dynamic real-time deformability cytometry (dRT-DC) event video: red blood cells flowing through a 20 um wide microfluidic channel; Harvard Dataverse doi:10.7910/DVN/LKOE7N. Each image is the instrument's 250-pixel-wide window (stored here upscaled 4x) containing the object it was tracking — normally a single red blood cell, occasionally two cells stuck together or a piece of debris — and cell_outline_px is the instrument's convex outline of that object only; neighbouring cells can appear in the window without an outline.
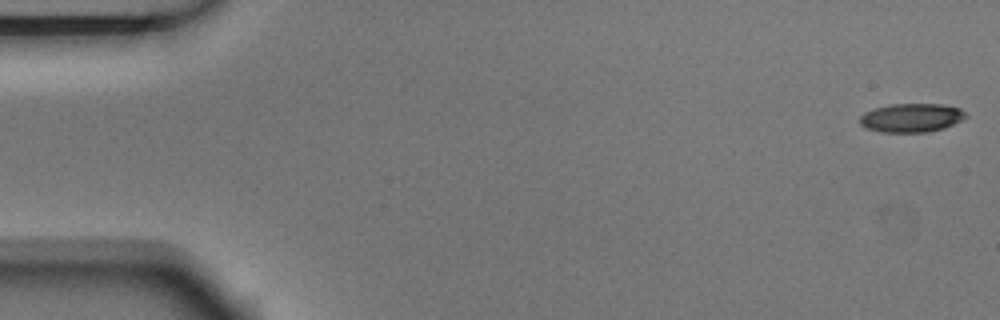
{"species": "Egyptian fruit bat (a non-hibernating species)", "species_latin": "Rousettus aegyptiacus", "temperature_condition": "room temperature", "stored_images_in_passage": 5, "camera_frame_rate_fps": 3000, "um_per_image_px": 0.085, "animal": {"sex": "male"}, "frame": {"image": 1, "passage_image": 1, "time_ms": 0.0, "image_size_px": [1000, 320], "cell_outline_px": [[968, 116], [944, 128], [928, 132], [880, 132], [868, 128], [860, 124], [860, 116], [864, 112], [872, 108], [892, 104], [940, 104], [960, 108]], "centroid_in_image_um": [77.44, 10.0], "position_along_channel_um": 7.6, "area_um2": 17.69}}
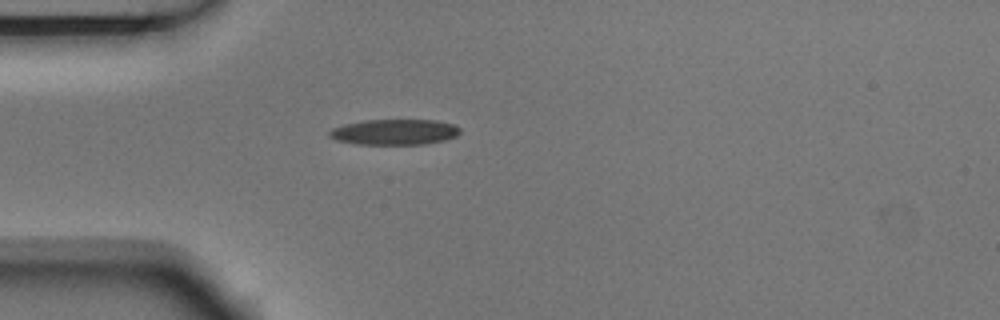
{"frame": {"image": 2, "passage_image": 5, "time_ms": 1.333, "image_size_px": [1000, 320], "cell_outline_px": [[460, 132], [456, 136], [444, 140], [424, 144], [356, 144], [336, 140], [328, 136], [328, 132], [332, 128], [344, 124], [364, 120], [436, 120], [452, 124], [460, 128]], "centroid_in_image_um": [33.5, 11.22], "position_along_channel_um": 51.5, "area_um2": 19.48}}